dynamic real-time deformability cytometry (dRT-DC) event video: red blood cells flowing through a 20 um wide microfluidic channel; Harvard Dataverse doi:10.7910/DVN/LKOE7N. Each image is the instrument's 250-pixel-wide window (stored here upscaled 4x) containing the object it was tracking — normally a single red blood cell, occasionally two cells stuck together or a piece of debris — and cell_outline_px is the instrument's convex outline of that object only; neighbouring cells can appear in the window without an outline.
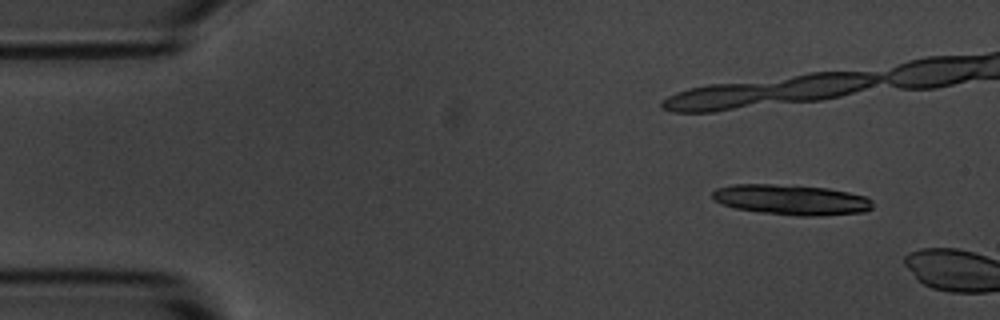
{"species": "common noctule bat (a hibernating species)", "species_latin": "Nyctalus noctula", "temperature_condition": "room temperature", "stored_images_in_passage": 7, "camera_frame_rate_fps": 3000, "um_per_image_px": 0.085, "animal": {"sex": "male", "body_mass_g": 20.1, "forearm_length_mm": 53.5}, "frame": {"image": 1, "passage_image": 4, "time_ms": 1.0, "image_size_px": [1000, 320], "cell_outline_px": [[872, 208], [864, 212], [820, 216], [796, 216], [760, 212], [736, 208], [720, 204], [712, 200], [712, 192], [716, 188], [732, 184], [772, 184], [828, 188], [868, 196], [872, 200]], "centroid_in_image_um": [67.25, 16.98], "position_along_channel_um": 17.7, "area_um2": 28.55}}